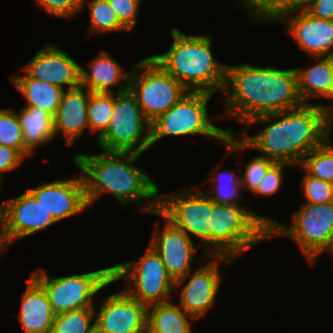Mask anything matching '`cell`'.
<instances>
[{
	"instance_id": "ab89813d",
	"label": "cell",
	"mask_w": 333,
	"mask_h": 333,
	"mask_svg": "<svg viewBox=\"0 0 333 333\" xmlns=\"http://www.w3.org/2000/svg\"><path fill=\"white\" fill-rule=\"evenodd\" d=\"M25 158L15 149L0 145V179L4 181V174L18 169Z\"/></svg>"
},
{
	"instance_id": "d4e9b609",
	"label": "cell",
	"mask_w": 333,
	"mask_h": 333,
	"mask_svg": "<svg viewBox=\"0 0 333 333\" xmlns=\"http://www.w3.org/2000/svg\"><path fill=\"white\" fill-rule=\"evenodd\" d=\"M193 320L177 303L151 304L147 306L146 333H192Z\"/></svg>"
},
{
	"instance_id": "60d3db41",
	"label": "cell",
	"mask_w": 333,
	"mask_h": 333,
	"mask_svg": "<svg viewBox=\"0 0 333 333\" xmlns=\"http://www.w3.org/2000/svg\"><path fill=\"white\" fill-rule=\"evenodd\" d=\"M307 12L319 19L333 20V0H313Z\"/></svg>"
},
{
	"instance_id": "4316f807",
	"label": "cell",
	"mask_w": 333,
	"mask_h": 333,
	"mask_svg": "<svg viewBox=\"0 0 333 333\" xmlns=\"http://www.w3.org/2000/svg\"><path fill=\"white\" fill-rule=\"evenodd\" d=\"M240 169L238 173L227 169L219 172L215 168V171L211 172L207 177V182L210 180L212 183L210 187L202 190L214 203L222 205H240L247 206L242 203L245 195L243 193V187L241 184ZM219 173H218V172ZM217 174V175H216ZM214 188V189H213ZM242 197V198H241Z\"/></svg>"
},
{
	"instance_id": "83f0119b",
	"label": "cell",
	"mask_w": 333,
	"mask_h": 333,
	"mask_svg": "<svg viewBox=\"0 0 333 333\" xmlns=\"http://www.w3.org/2000/svg\"><path fill=\"white\" fill-rule=\"evenodd\" d=\"M87 3V4H86ZM87 5L86 8L85 6ZM89 9V32L87 38L95 34H105L109 32H128V30L119 22L115 12L110 6L108 0H82L81 11Z\"/></svg>"
},
{
	"instance_id": "ee69618b",
	"label": "cell",
	"mask_w": 333,
	"mask_h": 333,
	"mask_svg": "<svg viewBox=\"0 0 333 333\" xmlns=\"http://www.w3.org/2000/svg\"><path fill=\"white\" fill-rule=\"evenodd\" d=\"M331 131H325V143L332 149L333 151V143L331 138Z\"/></svg>"
},
{
	"instance_id": "3957f363",
	"label": "cell",
	"mask_w": 333,
	"mask_h": 333,
	"mask_svg": "<svg viewBox=\"0 0 333 333\" xmlns=\"http://www.w3.org/2000/svg\"><path fill=\"white\" fill-rule=\"evenodd\" d=\"M143 154L135 152L104 151L76 153L73 162L81 171L86 200L92 207L104 193H109L120 205L136 203L135 213L151 214L159 210L158 185L147 172L134 164ZM91 206V207H90Z\"/></svg>"
},
{
	"instance_id": "9a60e30c",
	"label": "cell",
	"mask_w": 333,
	"mask_h": 333,
	"mask_svg": "<svg viewBox=\"0 0 333 333\" xmlns=\"http://www.w3.org/2000/svg\"><path fill=\"white\" fill-rule=\"evenodd\" d=\"M26 190L56 222L80 215L89 208L81 172L72 178L65 176Z\"/></svg>"
},
{
	"instance_id": "603a6c76",
	"label": "cell",
	"mask_w": 333,
	"mask_h": 333,
	"mask_svg": "<svg viewBox=\"0 0 333 333\" xmlns=\"http://www.w3.org/2000/svg\"><path fill=\"white\" fill-rule=\"evenodd\" d=\"M316 63L307 67H294L297 88L303 104H313L309 100L323 98L330 100L332 57H312Z\"/></svg>"
},
{
	"instance_id": "5bb4252c",
	"label": "cell",
	"mask_w": 333,
	"mask_h": 333,
	"mask_svg": "<svg viewBox=\"0 0 333 333\" xmlns=\"http://www.w3.org/2000/svg\"><path fill=\"white\" fill-rule=\"evenodd\" d=\"M151 215L164 219L161 227L155 223L149 244L161 257L171 278L176 281L187 275L192 269V262L199 247L184 231L176 227L159 210Z\"/></svg>"
},
{
	"instance_id": "2e32d148",
	"label": "cell",
	"mask_w": 333,
	"mask_h": 333,
	"mask_svg": "<svg viewBox=\"0 0 333 333\" xmlns=\"http://www.w3.org/2000/svg\"><path fill=\"white\" fill-rule=\"evenodd\" d=\"M102 299L100 306L95 307L96 333H146L147 306L144 303L130 297L123 289Z\"/></svg>"
},
{
	"instance_id": "f35d334b",
	"label": "cell",
	"mask_w": 333,
	"mask_h": 333,
	"mask_svg": "<svg viewBox=\"0 0 333 333\" xmlns=\"http://www.w3.org/2000/svg\"><path fill=\"white\" fill-rule=\"evenodd\" d=\"M313 0H285L264 22L263 24L279 22L285 16L307 11Z\"/></svg>"
},
{
	"instance_id": "30bf717a",
	"label": "cell",
	"mask_w": 333,
	"mask_h": 333,
	"mask_svg": "<svg viewBox=\"0 0 333 333\" xmlns=\"http://www.w3.org/2000/svg\"><path fill=\"white\" fill-rule=\"evenodd\" d=\"M112 278L114 282L122 278L128 280V286L122 289L146 306L173 301L175 281L167 272L161 257L150 245L139 260L114 264Z\"/></svg>"
},
{
	"instance_id": "d6a6232c",
	"label": "cell",
	"mask_w": 333,
	"mask_h": 333,
	"mask_svg": "<svg viewBox=\"0 0 333 333\" xmlns=\"http://www.w3.org/2000/svg\"><path fill=\"white\" fill-rule=\"evenodd\" d=\"M305 172L301 187L305 196L303 203L325 204L333 202V183L310 176L301 166H298Z\"/></svg>"
},
{
	"instance_id": "8fae6325",
	"label": "cell",
	"mask_w": 333,
	"mask_h": 333,
	"mask_svg": "<svg viewBox=\"0 0 333 333\" xmlns=\"http://www.w3.org/2000/svg\"><path fill=\"white\" fill-rule=\"evenodd\" d=\"M129 90L150 122L171 108L188 91L150 56L132 66Z\"/></svg>"
},
{
	"instance_id": "9c48e42d",
	"label": "cell",
	"mask_w": 333,
	"mask_h": 333,
	"mask_svg": "<svg viewBox=\"0 0 333 333\" xmlns=\"http://www.w3.org/2000/svg\"><path fill=\"white\" fill-rule=\"evenodd\" d=\"M46 291L55 314L95 308V295L113 284L112 265L96 271L63 277H50L46 270L36 269L30 274Z\"/></svg>"
},
{
	"instance_id": "ba28073f",
	"label": "cell",
	"mask_w": 333,
	"mask_h": 333,
	"mask_svg": "<svg viewBox=\"0 0 333 333\" xmlns=\"http://www.w3.org/2000/svg\"><path fill=\"white\" fill-rule=\"evenodd\" d=\"M101 150L144 154L151 147V122L128 89L113 93V112L105 132L97 139Z\"/></svg>"
},
{
	"instance_id": "7a4b0ae2",
	"label": "cell",
	"mask_w": 333,
	"mask_h": 333,
	"mask_svg": "<svg viewBox=\"0 0 333 333\" xmlns=\"http://www.w3.org/2000/svg\"><path fill=\"white\" fill-rule=\"evenodd\" d=\"M221 118L246 124L253 118L299 108L295 68L279 69L244 63L226 66Z\"/></svg>"
},
{
	"instance_id": "e0dca14e",
	"label": "cell",
	"mask_w": 333,
	"mask_h": 333,
	"mask_svg": "<svg viewBox=\"0 0 333 333\" xmlns=\"http://www.w3.org/2000/svg\"><path fill=\"white\" fill-rule=\"evenodd\" d=\"M2 223L5 240L11 246L16 240L46 231L56 221L25 190L19 196L4 200Z\"/></svg>"
},
{
	"instance_id": "b9f144b4",
	"label": "cell",
	"mask_w": 333,
	"mask_h": 333,
	"mask_svg": "<svg viewBox=\"0 0 333 333\" xmlns=\"http://www.w3.org/2000/svg\"><path fill=\"white\" fill-rule=\"evenodd\" d=\"M4 213V201L0 202V254L5 251V249L9 247L7 244L5 237H4V232H3V223H2V217Z\"/></svg>"
},
{
	"instance_id": "8d00e7d4",
	"label": "cell",
	"mask_w": 333,
	"mask_h": 333,
	"mask_svg": "<svg viewBox=\"0 0 333 333\" xmlns=\"http://www.w3.org/2000/svg\"><path fill=\"white\" fill-rule=\"evenodd\" d=\"M143 0H108L119 22L128 30L135 29Z\"/></svg>"
},
{
	"instance_id": "cb8c5ba5",
	"label": "cell",
	"mask_w": 333,
	"mask_h": 333,
	"mask_svg": "<svg viewBox=\"0 0 333 333\" xmlns=\"http://www.w3.org/2000/svg\"><path fill=\"white\" fill-rule=\"evenodd\" d=\"M22 128L24 149L32 156L34 150L56 138L54 116L46 110L23 106L16 112Z\"/></svg>"
},
{
	"instance_id": "e575fe53",
	"label": "cell",
	"mask_w": 333,
	"mask_h": 333,
	"mask_svg": "<svg viewBox=\"0 0 333 333\" xmlns=\"http://www.w3.org/2000/svg\"><path fill=\"white\" fill-rule=\"evenodd\" d=\"M35 5L49 16L70 19L81 13L82 0H34Z\"/></svg>"
},
{
	"instance_id": "ac0fdd59",
	"label": "cell",
	"mask_w": 333,
	"mask_h": 333,
	"mask_svg": "<svg viewBox=\"0 0 333 333\" xmlns=\"http://www.w3.org/2000/svg\"><path fill=\"white\" fill-rule=\"evenodd\" d=\"M80 66L57 44L47 43L21 69L29 78L68 90L80 86Z\"/></svg>"
},
{
	"instance_id": "7c38bea8",
	"label": "cell",
	"mask_w": 333,
	"mask_h": 333,
	"mask_svg": "<svg viewBox=\"0 0 333 333\" xmlns=\"http://www.w3.org/2000/svg\"><path fill=\"white\" fill-rule=\"evenodd\" d=\"M191 186H182L179 192L170 195L160 194L159 211L190 238L198 239L202 251L209 255L211 199Z\"/></svg>"
},
{
	"instance_id": "f546056e",
	"label": "cell",
	"mask_w": 333,
	"mask_h": 333,
	"mask_svg": "<svg viewBox=\"0 0 333 333\" xmlns=\"http://www.w3.org/2000/svg\"><path fill=\"white\" fill-rule=\"evenodd\" d=\"M113 112V93H91L87 106L90 133L97 139L107 129Z\"/></svg>"
},
{
	"instance_id": "bcb514c9",
	"label": "cell",
	"mask_w": 333,
	"mask_h": 333,
	"mask_svg": "<svg viewBox=\"0 0 333 333\" xmlns=\"http://www.w3.org/2000/svg\"><path fill=\"white\" fill-rule=\"evenodd\" d=\"M2 182H3V180L0 179V192H1V188H2Z\"/></svg>"
},
{
	"instance_id": "5b68a950",
	"label": "cell",
	"mask_w": 333,
	"mask_h": 333,
	"mask_svg": "<svg viewBox=\"0 0 333 333\" xmlns=\"http://www.w3.org/2000/svg\"><path fill=\"white\" fill-rule=\"evenodd\" d=\"M249 206L222 205L211 200L209 256L237 258L243 252L269 240L274 221Z\"/></svg>"
},
{
	"instance_id": "7dc6e473",
	"label": "cell",
	"mask_w": 333,
	"mask_h": 333,
	"mask_svg": "<svg viewBox=\"0 0 333 333\" xmlns=\"http://www.w3.org/2000/svg\"><path fill=\"white\" fill-rule=\"evenodd\" d=\"M47 333H58V332H55L53 329H51L49 332Z\"/></svg>"
},
{
	"instance_id": "52a82bcc",
	"label": "cell",
	"mask_w": 333,
	"mask_h": 333,
	"mask_svg": "<svg viewBox=\"0 0 333 333\" xmlns=\"http://www.w3.org/2000/svg\"><path fill=\"white\" fill-rule=\"evenodd\" d=\"M287 236L299 247L309 265L315 266L323 253L333 251V202L303 203L291 214V224L274 219L269 225V239Z\"/></svg>"
},
{
	"instance_id": "277c9868",
	"label": "cell",
	"mask_w": 333,
	"mask_h": 333,
	"mask_svg": "<svg viewBox=\"0 0 333 333\" xmlns=\"http://www.w3.org/2000/svg\"><path fill=\"white\" fill-rule=\"evenodd\" d=\"M169 32L170 48L150 57L188 91L222 93L227 64L213 55V36L187 35L173 27Z\"/></svg>"
},
{
	"instance_id": "1f68e13d",
	"label": "cell",
	"mask_w": 333,
	"mask_h": 333,
	"mask_svg": "<svg viewBox=\"0 0 333 333\" xmlns=\"http://www.w3.org/2000/svg\"><path fill=\"white\" fill-rule=\"evenodd\" d=\"M0 145L17 150L25 159L31 156L24 149L22 128L16 110L0 109Z\"/></svg>"
},
{
	"instance_id": "f1b7e54d",
	"label": "cell",
	"mask_w": 333,
	"mask_h": 333,
	"mask_svg": "<svg viewBox=\"0 0 333 333\" xmlns=\"http://www.w3.org/2000/svg\"><path fill=\"white\" fill-rule=\"evenodd\" d=\"M52 329L58 333H96L95 308L56 314Z\"/></svg>"
},
{
	"instance_id": "d6986e66",
	"label": "cell",
	"mask_w": 333,
	"mask_h": 333,
	"mask_svg": "<svg viewBox=\"0 0 333 333\" xmlns=\"http://www.w3.org/2000/svg\"><path fill=\"white\" fill-rule=\"evenodd\" d=\"M288 35L309 57H333V20L319 19L307 11L282 18Z\"/></svg>"
},
{
	"instance_id": "4dcf8cb0",
	"label": "cell",
	"mask_w": 333,
	"mask_h": 333,
	"mask_svg": "<svg viewBox=\"0 0 333 333\" xmlns=\"http://www.w3.org/2000/svg\"><path fill=\"white\" fill-rule=\"evenodd\" d=\"M300 166L310 176L333 183V151L325 142L306 154Z\"/></svg>"
},
{
	"instance_id": "44dd1931",
	"label": "cell",
	"mask_w": 333,
	"mask_h": 333,
	"mask_svg": "<svg viewBox=\"0 0 333 333\" xmlns=\"http://www.w3.org/2000/svg\"><path fill=\"white\" fill-rule=\"evenodd\" d=\"M88 64L89 70L80 66V86L91 93H118L129 89L131 69L125 72L108 52L100 51Z\"/></svg>"
},
{
	"instance_id": "7402d4cb",
	"label": "cell",
	"mask_w": 333,
	"mask_h": 333,
	"mask_svg": "<svg viewBox=\"0 0 333 333\" xmlns=\"http://www.w3.org/2000/svg\"><path fill=\"white\" fill-rule=\"evenodd\" d=\"M20 301L18 320L25 333H47L52 329L56 314L46 291L31 275Z\"/></svg>"
},
{
	"instance_id": "484cf974",
	"label": "cell",
	"mask_w": 333,
	"mask_h": 333,
	"mask_svg": "<svg viewBox=\"0 0 333 333\" xmlns=\"http://www.w3.org/2000/svg\"><path fill=\"white\" fill-rule=\"evenodd\" d=\"M21 73L12 75L11 81L25 97L26 104L23 106L40 108L54 116L65 89L47 81L29 78L23 71Z\"/></svg>"
},
{
	"instance_id": "8992f818",
	"label": "cell",
	"mask_w": 333,
	"mask_h": 333,
	"mask_svg": "<svg viewBox=\"0 0 333 333\" xmlns=\"http://www.w3.org/2000/svg\"><path fill=\"white\" fill-rule=\"evenodd\" d=\"M213 96L204 91H187L177 103L151 122V146L164 137L196 134L223 144L225 137L229 133L234 134V130L213 124V120L222 121L221 114L215 117L208 114L207 105Z\"/></svg>"
},
{
	"instance_id": "f6af8a7d",
	"label": "cell",
	"mask_w": 333,
	"mask_h": 333,
	"mask_svg": "<svg viewBox=\"0 0 333 333\" xmlns=\"http://www.w3.org/2000/svg\"><path fill=\"white\" fill-rule=\"evenodd\" d=\"M330 99H333V57H332V71H331V87H330Z\"/></svg>"
},
{
	"instance_id": "6da1fadb",
	"label": "cell",
	"mask_w": 333,
	"mask_h": 333,
	"mask_svg": "<svg viewBox=\"0 0 333 333\" xmlns=\"http://www.w3.org/2000/svg\"><path fill=\"white\" fill-rule=\"evenodd\" d=\"M264 125L255 135L247 136L252 125ZM327 111L321 104H303L301 107L253 118L243 127L241 137L229 133L222 144L225 156L238 155L246 150L263 152L262 157L275 163L300 166L306 154L325 142ZM240 153V154H239Z\"/></svg>"
},
{
	"instance_id": "74e56055",
	"label": "cell",
	"mask_w": 333,
	"mask_h": 333,
	"mask_svg": "<svg viewBox=\"0 0 333 333\" xmlns=\"http://www.w3.org/2000/svg\"><path fill=\"white\" fill-rule=\"evenodd\" d=\"M247 11L253 24L263 23L285 0H238ZM240 3V4H239ZM256 22V23H255Z\"/></svg>"
},
{
	"instance_id": "7bdbcfd3",
	"label": "cell",
	"mask_w": 333,
	"mask_h": 333,
	"mask_svg": "<svg viewBox=\"0 0 333 333\" xmlns=\"http://www.w3.org/2000/svg\"><path fill=\"white\" fill-rule=\"evenodd\" d=\"M321 105L327 111V124H326L325 131L333 132V106H331L333 104H330V105L321 104Z\"/></svg>"
},
{
	"instance_id": "4fadbf2b",
	"label": "cell",
	"mask_w": 333,
	"mask_h": 333,
	"mask_svg": "<svg viewBox=\"0 0 333 333\" xmlns=\"http://www.w3.org/2000/svg\"><path fill=\"white\" fill-rule=\"evenodd\" d=\"M202 255V260L208 263L191 270L174 284V289L180 288L177 304L196 320L206 316L208 310L215 305L223 281L219 263L222 262L227 267L234 260L227 256H209L206 253Z\"/></svg>"
},
{
	"instance_id": "ffe728a7",
	"label": "cell",
	"mask_w": 333,
	"mask_h": 333,
	"mask_svg": "<svg viewBox=\"0 0 333 333\" xmlns=\"http://www.w3.org/2000/svg\"><path fill=\"white\" fill-rule=\"evenodd\" d=\"M90 94L91 92L82 86L63 92L54 115V128L55 136L61 132L66 146L75 143L86 129L90 131L87 116Z\"/></svg>"
},
{
	"instance_id": "836d02e7",
	"label": "cell",
	"mask_w": 333,
	"mask_h": 333,
	"mask_svg": "<svg viewBox=\"0 0 333 333\" xmlns=\"http://www.w3.org/2000/svg\"><path fill=\"white\" fill-rule=\"evenodd\" d=\"M274 163L275 162L273 160L267 159L260 155L244 164V172L240 169L243 190H248V192H251L252 194L264 178L266 172Z\"/></svg>"
},
{
	"instance_id": "d590c367",
	"label": "cell",
	"mask_w": 333,
	"mask_h": 333,
	"mask_svg": "<svg viewBox=\"0 0 333 333\" xmlns=\"http://www.w3.org/2000/svg\"><path fill=\"white\" fill-rule=\"evenodd\" d=\"M284 167L293 166L289 163H274L266 172L264 178L252 195L270 197L279 192L284 182Z\"/></svg>"
}]
</instances>
